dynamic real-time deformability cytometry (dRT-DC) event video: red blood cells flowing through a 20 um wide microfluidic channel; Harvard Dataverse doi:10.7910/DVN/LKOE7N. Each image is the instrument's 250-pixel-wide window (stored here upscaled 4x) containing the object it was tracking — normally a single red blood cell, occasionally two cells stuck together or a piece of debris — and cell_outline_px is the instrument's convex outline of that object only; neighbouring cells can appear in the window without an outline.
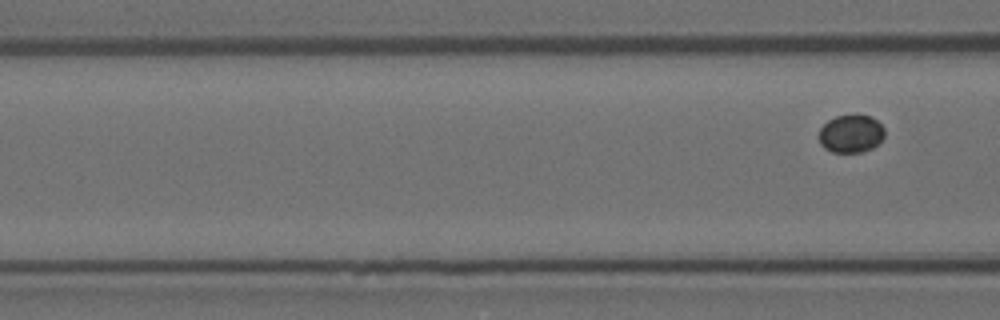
{"species": "Egyptian fruit bat (a non-hibernating species)", "species_latin": "Rousettus aegyptiacus", "temperature_condition": "room temperature", "stored_images_in_passage": 8, "camera_frame_rate_fps": 3000, "um_per_image_px": 0.085, "animal": {"sex": "female"}, "frame": {"image": 1, "passage_image": 8, "time_ms": 2.333, "image_size_px": [1000, 320], "cell_outline_px": [[884, 136], [872, 148], [864, 152], [832, 152], [824, 148], [820, 144], [820, 128], [828, 120], [836, 116], [852, 112], [856, 112], [872, 116], [884, 128]], "centroid_in_image_um": [72.33, 11.32], "position_along_channel_um": 94.3, "area_um2": 14.85}}